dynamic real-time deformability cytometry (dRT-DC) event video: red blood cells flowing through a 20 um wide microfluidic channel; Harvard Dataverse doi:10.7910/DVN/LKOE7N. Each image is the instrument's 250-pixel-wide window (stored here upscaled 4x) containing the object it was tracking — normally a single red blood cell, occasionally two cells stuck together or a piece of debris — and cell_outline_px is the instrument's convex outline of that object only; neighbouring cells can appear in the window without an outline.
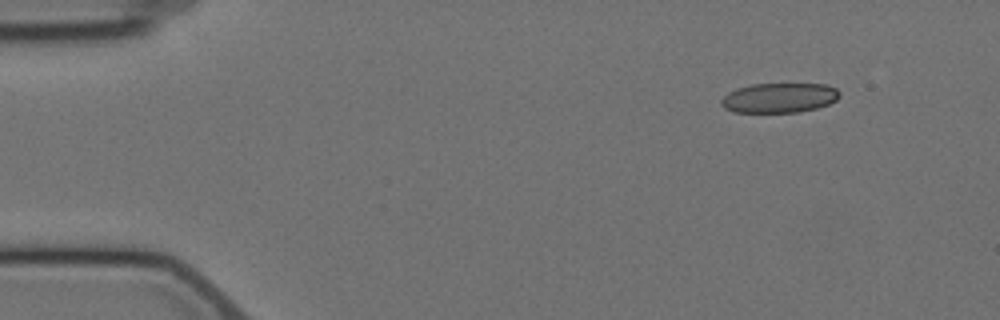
{"species": "Egyptian fruit bat (a non-hibernating species)", "species_latin": "Rousettus aegyptiacus", "temperature_condition": "cold", "stored_images_in_passage": 6, "camera_frame_rate_fps": 3000, "um_per_image_px": 0.085, "animal": {"sex": "female"}, "frame": {"image": 1, "passage_image": 1, "time_ms": 0.0, "image_size_px": [1000, 320], "cell_outline_px": [[840, 96], [836, 100], [828, 104], [816, 108], [800, 112], [732, 112], [724, 108], [720, 104], [720, 100], [728, 92], [736, 88], [752, 84], [828, 84], [836, 88], [840, 92]], "centroid_in_image_um": [66.23, 8.31], "position_along_channel_um": 18.8, "area_um2": 20.69}}
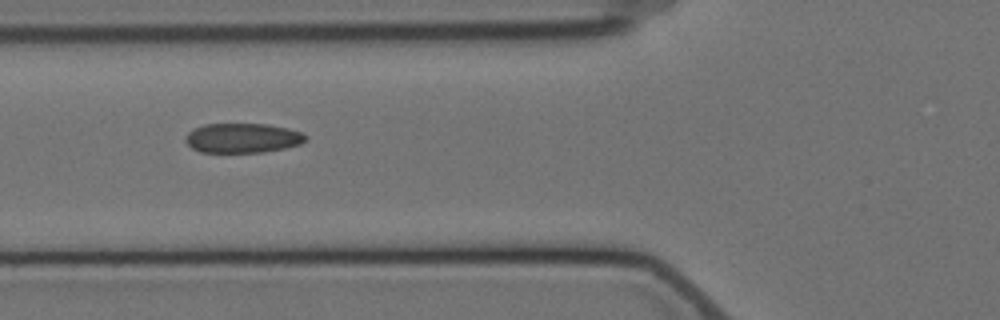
{"frame": {"image": 2, "passage_image": 4, "time_ms": 5.0, "image_size_px": [1000, 320], "cell_outline_px": [[308, 136], [300, 144], [284, 148], [260, 152], [200, 152], [192, 148], [184, 140], [184, 136], [188, 132], [204, 124], [268, 124], [288, 128], [304, 132]], "centroid_in_image_um": [20.62, 11.72], "position_along_channel_um": 105.2, "area_um2": 20.75}}
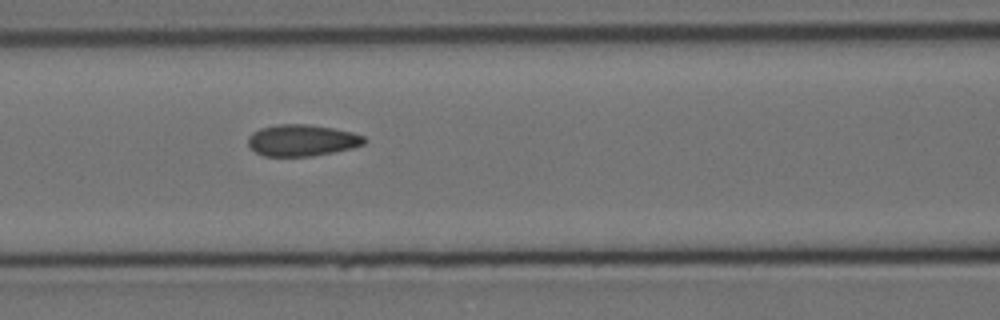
{"frame": {"image": 3, "passage_image": 5, "time_ms": 6.0, "image_size_px": [1000, 320], "cell_outline_px": [[364, 144], [352, 148], [312, 156], [264, 156], [256, 152], [248, 144], [248, 136], [252, 132], [260, 128], [276, 124], [308, 124], [332, 128], [352, 132], [364, 136]], "centroid_in_image_um": [25.64, 11.92], "position_along_channel_um": 141.0, "area_um2": 21.27}}